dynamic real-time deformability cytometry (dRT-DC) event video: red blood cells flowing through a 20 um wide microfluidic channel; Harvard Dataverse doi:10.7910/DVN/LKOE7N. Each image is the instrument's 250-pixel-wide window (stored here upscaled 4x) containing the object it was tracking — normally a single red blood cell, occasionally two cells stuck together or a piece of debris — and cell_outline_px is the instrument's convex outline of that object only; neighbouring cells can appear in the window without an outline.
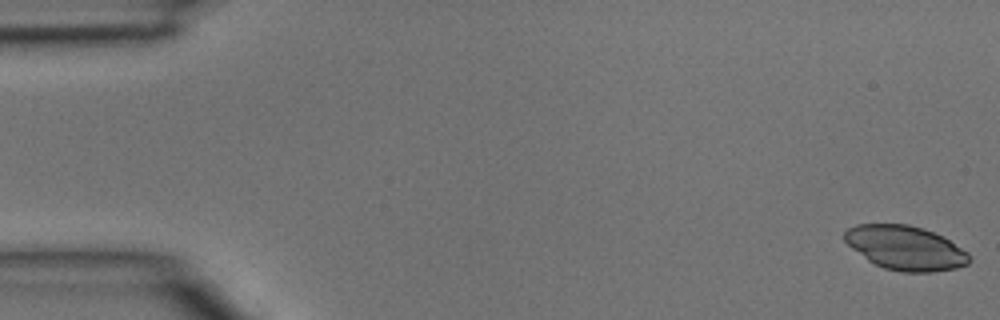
{"species": "common noctule bat (a hibernating species)", "species_latin": "Nyctalus noctula", "temperature_condition": "room temperature", "stored_images_in_passage": 5, "camera_frame_rate_fps": 3000, "um_per_image_px": 0.085, "animal": {"sex": "male", "body_mass_g": 15.6}, "frame": {"image": 1, "passage_image": 1, "time_ms": 0.0, "image_size_px": [1000, 320], "cell_outline_px": [[972, 260], [968, 264], [956, 268], [932, 272], [900, 272], [884, 268], [868, 260], [852, 248], [844, 240], [844, 232], [848, 228], [856, 224], [908, 224], [924, 228], [948, 240], [968, 252], [972, 256]], "centroid_in_image_um": [76.97, 21.07], "position_along_channel_um": 8.0, "area_um2": 32.08}}